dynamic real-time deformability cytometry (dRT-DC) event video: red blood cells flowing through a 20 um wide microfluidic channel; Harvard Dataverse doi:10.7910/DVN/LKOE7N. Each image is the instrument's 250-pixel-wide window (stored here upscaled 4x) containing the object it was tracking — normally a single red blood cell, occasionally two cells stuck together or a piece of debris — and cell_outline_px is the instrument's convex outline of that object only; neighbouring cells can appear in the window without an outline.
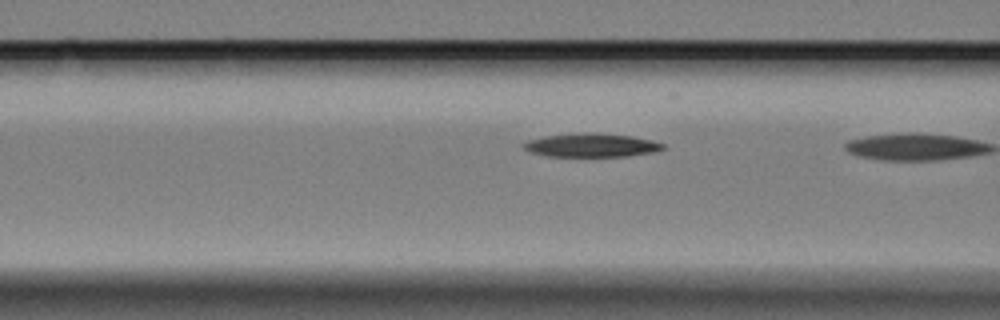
{"species": "Egyptian fruit bat (a non-hibernating species)", "species_latin": "Rousettus aegyptiacus", "temperature_condition": "cold", "stored_images_in_passage": 22, "segment_of_instrument_passage": [2, 2], "camera_frame_rate_fps": 3000, "um_per_image_px": 0.085, "animal": {"sex": "female"}, "frame": {"image": 1, "passage_image": 21, "time_ms": 6.667, "image_size_px": [1000, 320], "cell_outline_px": [[668, 148], [652, 152], [628, 156], [548, 156], [528, 152], [520, 144], [528, 140], [544, 136], [584, 132], [592, 132], [632, 136], [652, 140], [664, 144]], "centroid_in_image_um": [50.26, 12.34], "position_along_channel_um": 116.3, "area_um2": 19.31}}